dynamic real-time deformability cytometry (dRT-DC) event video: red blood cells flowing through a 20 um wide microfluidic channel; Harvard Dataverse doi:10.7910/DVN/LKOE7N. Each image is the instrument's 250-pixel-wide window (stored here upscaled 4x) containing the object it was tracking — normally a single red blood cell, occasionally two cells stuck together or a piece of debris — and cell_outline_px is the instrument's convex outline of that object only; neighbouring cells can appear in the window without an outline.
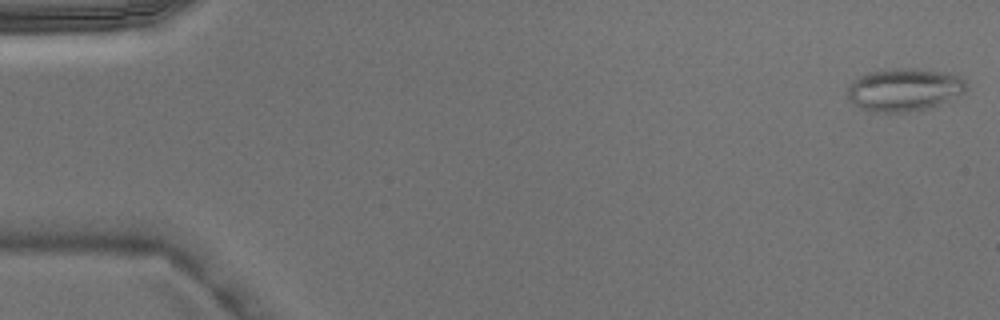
{"species": "Egyptian fruit bat (a non-hibernating species)", "species_latin": "Rousettus aegyptiacus", "temperature_condition": "warm", "stored_images_in_passage": 4, "camera_frame_rate_fps": 3000, "um_per_image_px": 0.085, "animal": {"sex": "male"}, "frame": {"image": 1, "passage_image": 1, "time_ms": 0.0, "image_size_px": [1000, 320], "cell_outline_px": [[964, 92], [940, 104], [928, 108], [904, 112], [884, 112], [860, 108], [848, 100], [848, 84], [852, 80], [868, 72], [944, 72], [956, 76], [964, 80]], "centroid_in_image_um": [76.79, 7.69], "position_along_channel_um": 8.2, "area_um2": 27.92}}